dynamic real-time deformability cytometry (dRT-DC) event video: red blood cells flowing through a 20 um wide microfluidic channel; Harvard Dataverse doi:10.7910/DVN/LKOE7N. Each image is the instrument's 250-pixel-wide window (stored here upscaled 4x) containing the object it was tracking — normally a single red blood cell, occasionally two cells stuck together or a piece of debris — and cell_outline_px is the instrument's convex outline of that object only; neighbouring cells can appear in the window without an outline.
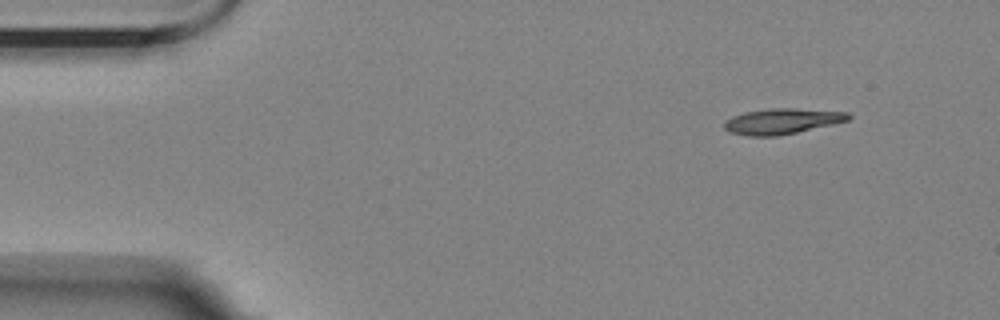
{"species": "Egyptian fruit bat (a non-hibernating species)", "species_latin": "Rousettus aegyptiacus", "temperature_condition": "room temperature", "stored_images_in_passage": 4, "camera_frame_rate_fps": 3000, "um_per_image_px": 0.085, "animal": {"sex": "female"}, "frame": {"image": 1, "passage_image": 1, "time_ms": 0.0, "image_size_px": [1000, 320], "cell_outline_px": [[852, 116], [848, 120], [832, 124], [796, 132], [776, 136], [748, 136], [728, 132], [724, 128], [724, 120], [732, 116], [744, 112], [768, 108], [796, 108], [848, 112]], "centroid_in_image_um": [66.43, 10.29], "position_along_channel_um": 18.6, "area_um2": 18.55}}
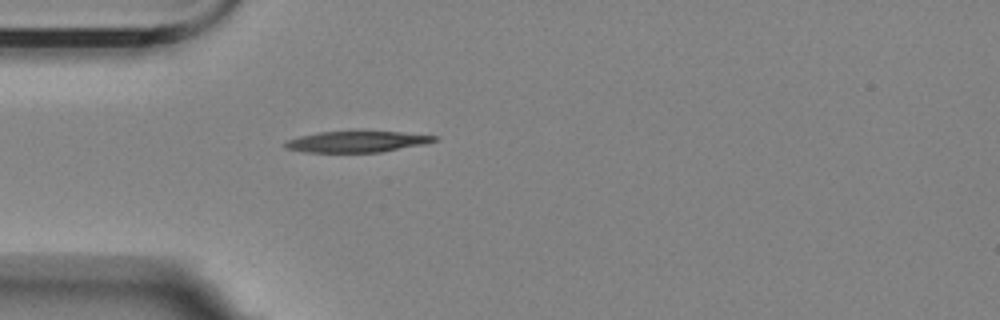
{"frame": {"image": 2, "passage_image": 4, "time_ms": 3.333, "image_size_px": [1000, 320], "cell_outline_px": [[436, 140], [424, 144], [380, 152], [304, 152], [284, 148], [284, 140], [300, 136], [320, 132], [400, 132], [436, 136]], "centroid_in_image_um": [30.25, 12.05], "position_along_channel_um": 54.7, "area_um2": 18.03}}